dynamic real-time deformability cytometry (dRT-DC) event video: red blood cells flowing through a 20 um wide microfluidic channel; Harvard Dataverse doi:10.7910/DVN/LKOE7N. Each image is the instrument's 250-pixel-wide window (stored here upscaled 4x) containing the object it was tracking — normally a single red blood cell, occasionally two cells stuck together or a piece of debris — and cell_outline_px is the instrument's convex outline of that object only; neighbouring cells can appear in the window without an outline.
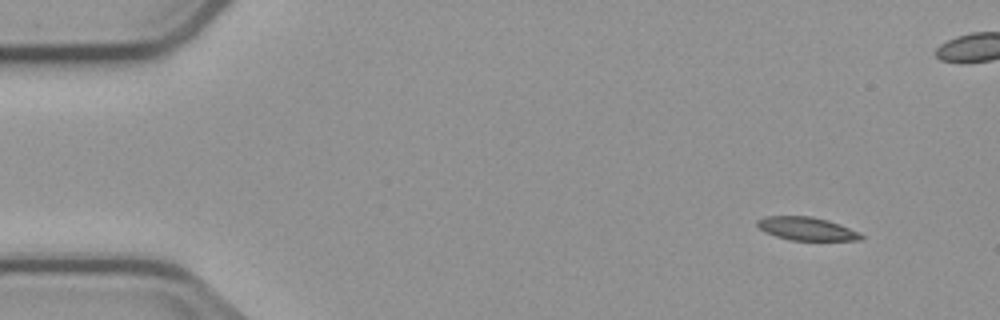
{"species": "common noctule bat (a hibernating species)", "species_latin": "Nyctalus noctula", "temperature_condition": "cold", "stored_images_in_passage": 4, "camera_frame_rate_fps": 3000, "um_per_image_px": 0.085, "animal": {"sex": "male", "body_mass_g": 23.1, "forearm_length_mm": 52.7}, "frame": {"image": 1, "passage_image": 1, "time_ms": 0.0, "image_size_px": [1000, 320], "cell_outline_px": [[864, 236], [860, 240], [792, 240], [776, 236], [764, 232], [756, 224], [756, 220], [764, 216], [812, 216], [828, 220], [840, 224], [860, 232]], "centroid_in_image_um": [68.56, 19.43], "position_along_channel_um": 16.4, "area_um2": 14.1}}